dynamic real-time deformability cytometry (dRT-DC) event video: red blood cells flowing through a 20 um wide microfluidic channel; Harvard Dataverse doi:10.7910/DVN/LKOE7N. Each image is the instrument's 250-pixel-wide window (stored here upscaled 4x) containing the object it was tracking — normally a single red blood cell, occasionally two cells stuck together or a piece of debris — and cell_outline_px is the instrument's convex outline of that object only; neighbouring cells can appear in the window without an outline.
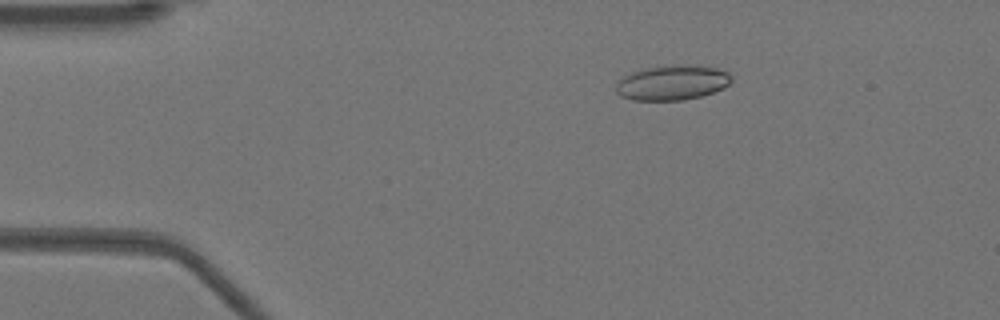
{"species": "Egyptian fruit bat (a non-hibernating species)", "species_latin": "Rousettus aegyptiacus", "temperature_condition": "warm", "stored_images_in_passage": 38, "camera_frame_rate_fps": 3000, "um_per_image_px": 0.085, "animal": {"sex": "female"}, "frame": {"image": 1, "passage_image": 1, "time_ms": 0.0, "image_size_px": [1000, 320], "cell_outline_px": [[732, 80], [724, 88], [700, 96], [684, 100], [632, 100], [620, 96], [616, 92], [616, 84], [624, 76], [632, 72], [648, 68], [696, 64], [716, 68], [728, 72], [732, 76]], "centroid_in_image_um": [57.16, 7.03], "position_along_channel_um": 27.8, "area_um2": 23.29}}
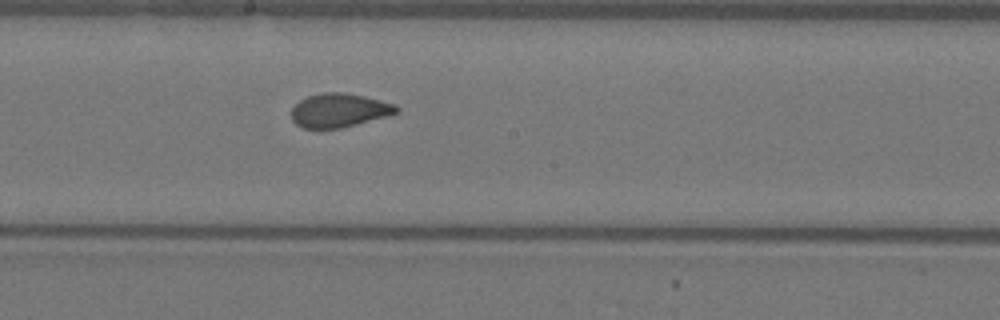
{"frame": {"image": 2, "passage_image": 20, "time_ms": 6.333, "image_size_px": [1000, 320], "cell_outline_px": [[400, 112], [388, 116], [340, 128], [304, 128], [296, 124], [292, 120], [292, 108], [300, 100], [308, 96], [324, 92], [344, 92], [364, 96], [396, 104], [400, 108]], "centroid_in_image_um": [28.86, 9.37], "position_along_channel_um": 219.3, "area_um2": 20.69}}
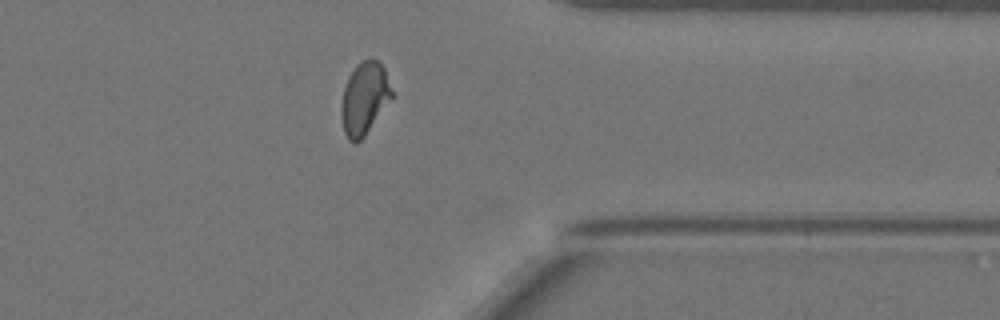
{"frame": {"image": 3, "passage_image": 33, "time_ms": 10.667, "image_size_px": [1000, 320], "cell_outline_px": [[392, 96], [364, 136], [356, 144], [348, 140], [344, 132], [340, 116], [340, 108], [344, 88], [348, 76], [356, 64], [364, 60], [376, 60], [384, 68], [392, 92]], "centroid_in_image_um": [30.92, 8.38], "position_along_channel_um": 380.5, "area_um2": 20.92}}